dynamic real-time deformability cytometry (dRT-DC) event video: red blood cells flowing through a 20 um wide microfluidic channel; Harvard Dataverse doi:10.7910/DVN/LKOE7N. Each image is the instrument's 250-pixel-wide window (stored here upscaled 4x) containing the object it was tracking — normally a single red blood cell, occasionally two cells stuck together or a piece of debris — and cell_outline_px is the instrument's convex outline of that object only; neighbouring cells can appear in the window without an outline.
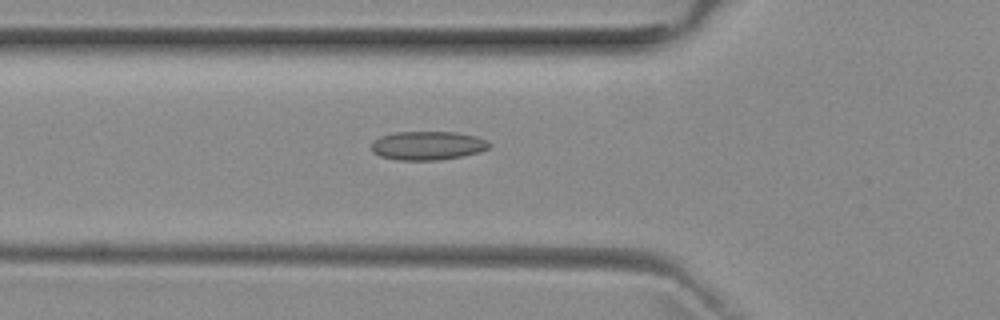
{"species": "common noctule bat (a hibernating species)", "species_latin": "Nyctalus noctula", "temperature_condition": "room temperature", "stored_images_in_passage": 48, "camera_frame_rate_fps": 3000, "um_per_image_px": 0.085, "animal": {"sex": "female", "body_mass_g": 29.2, "forearm_length_mm": 56.3}, "frame": {"image": 1, "passage_image": 14, "time_ms": 4.333, "image_size_px": [1000, 320], "cell_outline_px": [[492, 144], [488, 148], [480, 152], [464, 156], [440, 160], [396, 160], [380, 156], [372, 152], [372, 140], [380, 136], [396, 132], [456, 132], [476, 136], [488, 140]], "centroid_in_image_um": [36.36, 12.38], "position_along_channel_um": 89.4, "area_um2": 20.0}}
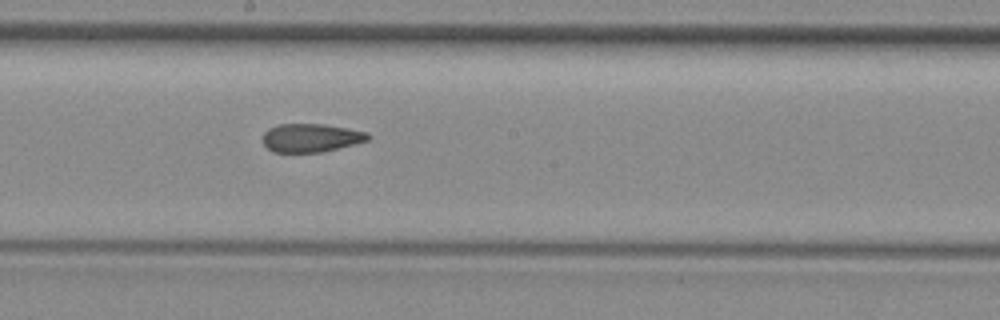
{"frame": {"image": 2, "passage_image": 24, "time_ms": 7.667, "image_size_px": [1000, 320], "cell_outline_px": [[372, 136], [368, 140], [320, 152], [272, 152], [264, 144], [264, 132], [268, 128], [276, 124], [324, 124], [348, 128], [368, 132]], "centroid_in_image_um": [26.42, 11.7], "position_along_channel_um": 221.8, "area_um2": 17.34}}
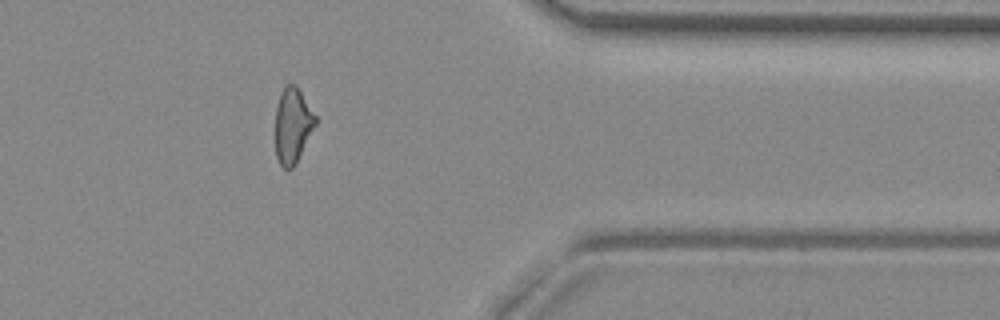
{"frame": {"image": 3, "passage_image": 38, "time_ms": 12.333, "image_size_px": [1000, 320], "cell_outline_px": [[316, 124], [292, 168], [284, 168], [280, 164], [276, 156], [276, 108], [280, 92], [288, 84], [296, 84], [316, 116]], "centroid_in_image_um": [24.86, 10.62], "position_along_channel_um": 386.5, "area_um2": 17.17}, "authors_computed_cell_mechanics": {"area_um2": 18.3804, "velocity_mm_per_s": 3.9485, "shape_relaxation_time_tau1_ms": null, "shape_relaxation_time_tau2_ms": 2.1214, "deformation_change_tau1": null, "deformation_change_tau2": 0.0976}}